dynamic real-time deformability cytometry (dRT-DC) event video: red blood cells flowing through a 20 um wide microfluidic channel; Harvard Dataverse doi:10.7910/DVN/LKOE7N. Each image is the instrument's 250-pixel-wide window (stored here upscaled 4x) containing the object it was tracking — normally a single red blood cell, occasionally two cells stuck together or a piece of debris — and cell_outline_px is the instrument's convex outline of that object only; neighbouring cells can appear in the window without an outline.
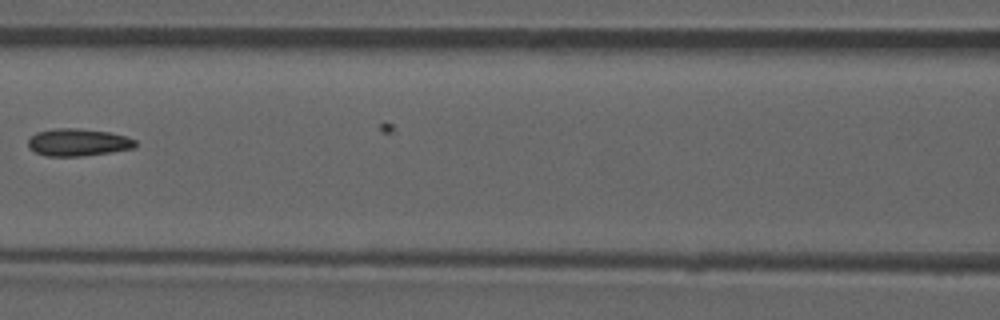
{"species": "common noctule bat (a hibernating species)", "species_latin": "Nyctalus noctula", "temperature_condition": "room temperature", "stored_images_in_passage": 10, "camera_frame_rate_fps": 3000, "um_per_image_px": 0.085, "animal": {"sex": "male", "forearm_length_mm": 52.5}, "frame": {"image": 1, "passage_image": 6, "time_ms": 7.0, "image_size_px": [1000, 320], "cell_outline_px": [[136, 148], [80, 156], [44, 156], [28, 148], [28, 140], [36, 132], [56, 128], [76, 128], [108, 132], [124, 136], [136, 140]], "centroid_in_image_um": [6.6, 12.1], "position_along_channel_um": 160.0, "area_um2": 16.99}}